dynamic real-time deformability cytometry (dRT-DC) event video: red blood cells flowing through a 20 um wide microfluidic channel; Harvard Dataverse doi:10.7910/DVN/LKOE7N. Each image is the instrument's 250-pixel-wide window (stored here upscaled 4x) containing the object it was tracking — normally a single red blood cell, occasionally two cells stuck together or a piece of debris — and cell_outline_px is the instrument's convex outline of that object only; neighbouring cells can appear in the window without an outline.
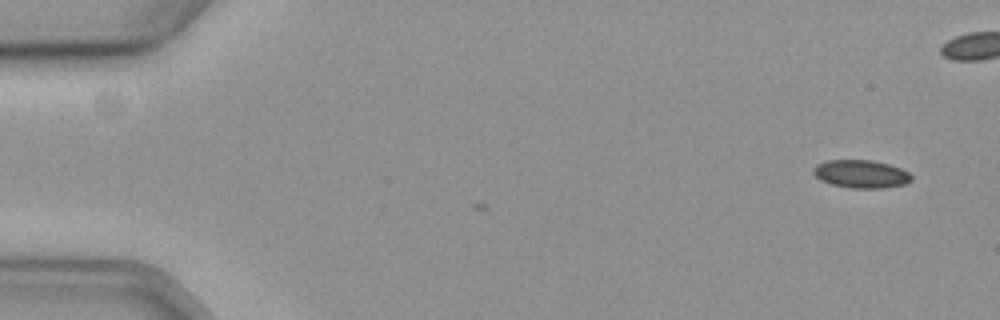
{"species": "common noctule bat (a hibernating species)", "species_latin": "Nyctalus noctula", "temperature_condition": "cold", "stored_images_in_passage": 4, "camera_frame_rate_fps": 3000, "um_per_image_px": 0.085, "animal": {"sex": "female", "body_mass_g": 19.3, "forearm_length_mm": 54.1}, "frame": {"image": 1, "passage_image": 1, "time_ms": 0.0, "image_size_px": [1000, 320], "cell_outline_px": [[912, 180], [904, 184], [888, 188], [848, 188], [832, 184], [820, 180], [812, 172], [812, 168], [816, 164], [828, 160], [872, 160], [888, 164], [900, 168], [908, 172], [912, 176]], "centroid_in_image_um": [73.18, 14.79], "position_along_channel_um": 11.8, "area_um2": 16.13}}